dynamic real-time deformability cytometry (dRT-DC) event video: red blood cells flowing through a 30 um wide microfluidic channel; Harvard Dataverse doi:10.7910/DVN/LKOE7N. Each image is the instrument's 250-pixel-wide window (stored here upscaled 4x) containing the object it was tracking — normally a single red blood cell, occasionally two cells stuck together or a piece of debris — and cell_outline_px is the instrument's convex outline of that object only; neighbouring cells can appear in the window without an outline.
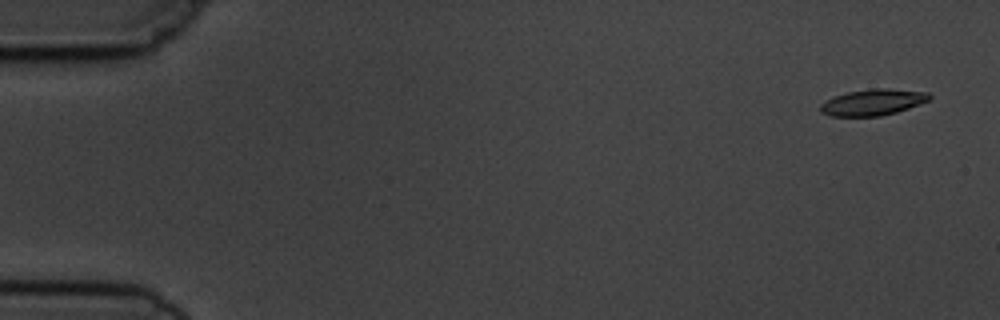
{"species": "common noctule bat (a hibernating species)", "species_latin": "Nyctalus noctula", "temperature_condition": "cold", "stored_images_in_passage": 5, "camera_frame_rate_fps": 3000, "um_per_image_px": 0.085, "animal": {"sex": "male", "body_mass_g": 19.5, "forearm_length_mm": 54.6}, "frame": {"image": 1, "passage_image": 1, "time_ms": 0.0, "image_size_px": [1000, 320], "cell_outline_px": [[932, 96], [928, 100], [920, 104], [896, 112], [880, 116], [832, 116], [820, 112], [820, 104], [832, 96], [848, 92], [876, 88], [888, 88], [928, 92]], "centroid_in_image_um": [74.18, 8.69], "position_along_channel_um": 10.8, "area_um2": 16.65}}
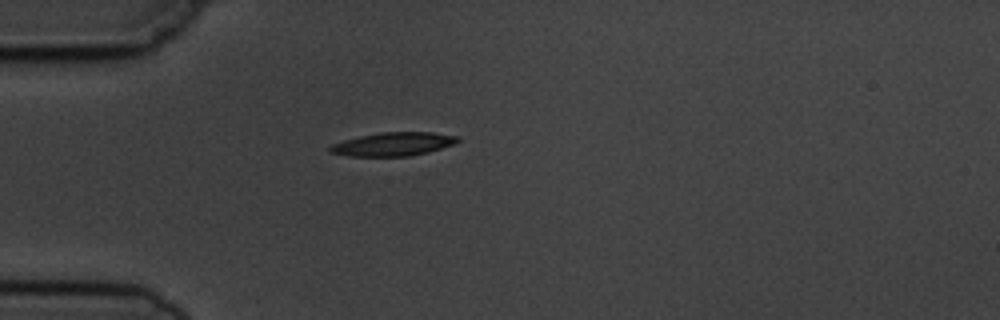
{"frame": {"image": 2, "passage_image": 5, "time_ms": 4.333, "image_size_px": [1000, 320], "cell_outline_px": [[460, 140], [456, 144], [428, 152], [408, 156], [348, 156], [328, 152], [328, 148], [332, 144], [344, 140], [360, 136], [380, 132], [432, 132], [460, 136]], "centroid_in_image_um": [33.45, 12.24], "position_along_channel_um": 51.6, "area_um2": 17.63}}